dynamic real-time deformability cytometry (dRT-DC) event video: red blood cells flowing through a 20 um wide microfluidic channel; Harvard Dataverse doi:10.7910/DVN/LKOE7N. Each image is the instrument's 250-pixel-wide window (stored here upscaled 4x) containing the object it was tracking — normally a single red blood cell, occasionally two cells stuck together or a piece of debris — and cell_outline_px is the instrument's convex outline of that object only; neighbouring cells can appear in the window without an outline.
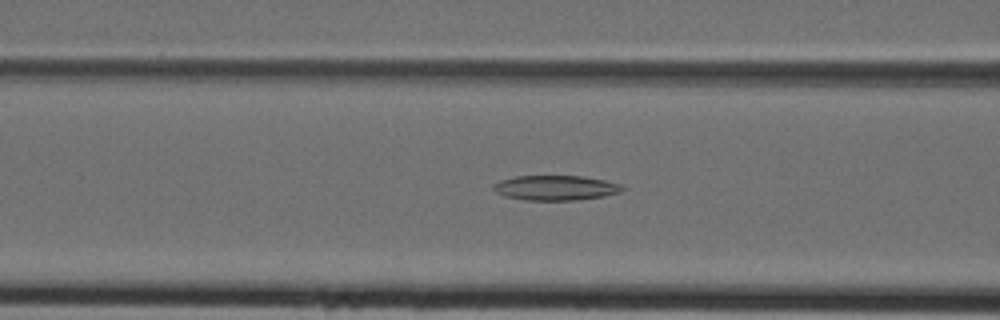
{"species": "Egyptian fruit bat (a non-hibernating species)", "species_latin": "Rousettus aegyptiacus", "temperature_condition": "cold", "stored_images_in_passage": 43, "camera_frame_rate_fps": 3000, "um_per_image_px": 0.085, "animal": {"sex": "female"}, "frame": {"image": 1, "passage_image": 17, "time_ms": 5.333, "image_size_px": [1000, 320], "cell_outline_px": [[628, 188], [620, 192], [604, 196], [576, 200], [524, 200], [504, 196], [496, 192], [492, 188], [492, 184], [500, 180], [516, 176], [580, 176], [604, 180], [624, 184]], "centroid_in_image_um": [47.25, 15.96], "position_along_channel_um": 119.4, "area_um2": 18.9}}
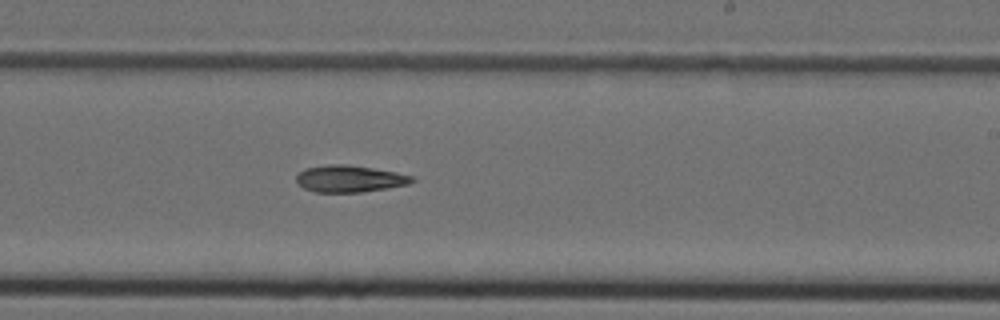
{"frame": {"image": 2, "passage_image": 26, "time_ms": 8.333, "image_size_px": [1000, 320], "cell_outline_px": [[416, 180], [408, 184], [388, 188], [360, 192], [316, 192], [304, 188], [296, 180], [296, 176], [304, 168], [328, 164], [344, 164], [372, 168], [396, 172], [412, 176]], "centroid_in_image_um": [29.71, 15.19], "position_along_channel_um": 259.3, "area_um2": 17.98}}
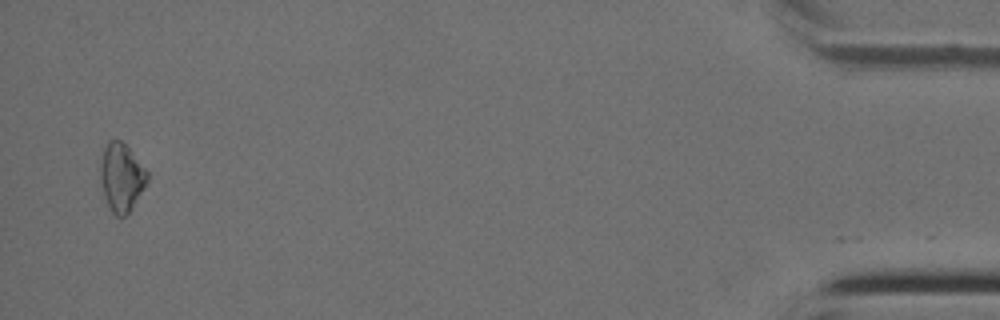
{"frame": {"image": 3, "passage_image": 42, "time_ms": 13.667, "image_size_px": [1000, 320], "cell_outline_px": [[148, 180], [132, 208], [124, 216], [116, 216], [112, 212], [104, 196], [100, 180], [100, 160], [104, 148], [108, 140], [120, 140], [128, 148], [148, 172]], "centroid_in_image_um": [10.3, 15.07], "position_along_channel_um": 424.9, "area_um2": 18.38}}